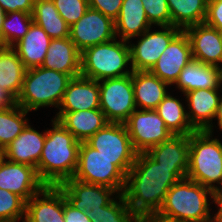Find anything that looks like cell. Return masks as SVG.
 <instances>
[{
	"instance_id": "cell-48",
	"label": "cell",
	"mask_w": 222,
	"mask_h": 222,
	"mask_svg": "<svg viewBox=\"0 0 222 222\" xmlns=\"http://www.w3.org/2000/svg\"><path fill=\"white\" fill-rule=\"evenodd\" d=\"M219 34H220V37H221V40H222V29L219 30Z\"/></svg>"
},
{
	"instance_id": "cell-20",
	"label": "cell",
	"mask_w": 222,
	"mask_h": 222,
	"mask_svg": "<svg viewBox=\"0 0 222 222\" xmlns=\"http://www.w3.org/2000/svg\"><path fill=\"white\" fill-rule=\"evenodd\" d=\"M60 111L100 109L98 81L79 75L69 82L58 107Z\"/></svg>"
},
{
	"instance_id": "cell-34",
	"label": "cell",
	"mask_w": 222,
	"mask_h": 222,
	"mask_svg": "<svg viewBox=\"0 0 222 222\" xmlns=\"http://www.w3.org/2000/svg\"><path fill=\"white\" fill-rule=\"evenodd\" d=\"M119 202L113 200L110 204L102 206L88 213L91 222H134L136 215L128 206L123 194H118Z\"/></svg>"
},
{
	"instance_id": "cell-13",
	"label": "cell",
	"mask_w": 222,
	"mask_h": 222,
	"mask_svg": "<svg viewBox=\"0 0 222 222\" xmlns=\"http://www.w3.org/2000/svg\"><path fill=\"white\" fill-rule=\"evenodd\" d=\"M191 60H193L191 45L187 34L181 30L169 43L150 72L168 85H172L176 83L179 74Z\"/></svg>"
},
{
	"instance_id": "cell-36",
	"label": "cell",
	"mask_w": 222,
	"mask_h": 222,
	"mask_svg": "<svg viewBox=\"0 0 222 222\" xmlns=\"http://www.w3.org/2000/svg\"><path fill=\"white\" fill-rule=\"evenodd\" d=\"M59 15L71 27L89 9L88 0H53Z\"/></svg>"
},
{
	"instance_id": "cell-29",
	"label": "cell",
	"mask_w": 222,
	"mask_h": 222,
	"mask_svg": "<svg viewBox=\"0 0 222 222\" xmlns=\"http://www.w3.org/2000/svg\"><path fill=\"white\" fill-rule=\"evenodd\" d=\"M32 18L51 39L69 37L70 26L59 15L53 0H34Z\"/></svg>"
},
{
	"instance_id": "cell-5",
	"label": "cell",
	"mask_w": 222,
	"mask_h": 222,
	"mask_svg": "<svg viewBox=\"0 0 222 222\" xmlns=\"http://www.w3.org/2000/svg\"><path fill=\"white\" fill-rule=\"evenodd\" d=\"M72 77L44 67L27 69L16 103L26 111L43 106L59 107Z\"/></svg>"
},
{
	"instance_id": "cell-4",
	"label": "cell",
	"mask_w": 222,
	"mask_h": 222,
	"mask_svg": "<svg viewBox=\"0 0 222 222\" xmlns=\"http://www.w3.org/2000/svg\"><path fill=\"white\" fill-rule=\"evenodd\" d=\"M212 133L195 131L189 135V159L186 178L200 183L215 193L222 185V143L210 139Z\"/></svg>"
},
{
	"instance_id": "cell-24",
	"label": "cell",
	"mask_w": 222,
	"mask_h": 222,
	"mask_svg": "<svg viewBox=\"0 0 222 222\" xmlns=\"http://www.w3.org/2000/svg\"><path fill=\"white\" fill-rule=\"evenodd\" d=\"M165 167H178L185 175L188 170L189 135H173L146 152Z\"/></svg>"
},
{
	"instance_id": "cell-42",
	"label": "cell",
	"mask_w": 222,
	"mask_h": 222,
	"mask_svg": "<svg viewBox=\"0 0 222 222\" xmlns=\"http://www.w3.org/2000/svg\"><path fill=\"white\" fill-rule=\"evenodd\" d=\"M16 104V100L0 87V109L8 108Z\"/></svg>"
},
{
	"instance_id": "cell-18",
	"label": "cell",
	"mask_w": 222,
	"mask_h": 222,
	"mask_svg": "<svg viewBox=\"0 0 222 222\" xmlns=\"http://www.w3.org/2000/svg\"><path fill=\"white\" fill-rule=\"evenodd\" d=\"M219 88L196 89L185 93L190 109L187 112L189 123L196 131H208L212 133V121L215 118L220 96Z\"/></svg>"
},
{
	"instance_id": "cell-30",
	"label": "cell",
	"mask_w": 222,
	"mask_h": 222,
	"mask_svg": "<svg viewBox=\"0 0 222 222\" xmlns=\"http://www.w3.org/2000/svg\"><path fill=\"white\" fill-rule=\"evenodd\" d=\"M167 4L171 25L181 30L205 22L208 0H167Z\"/></svg>"
},
{
	"instance_id": "cell-8",
	"label": "cell",
	"mask_w": 222,
	"mask_h": 222,
	"mask_svg": "<svg viewBox=\"0 0 222 222\" xmlns=\"http://www.w3.org/2000/svg\"><path fill=\"white\" fill-rule=\"evenodd\" d=\"M85 142L105 158L112 160L125 175L135 162L137 152L125 124L108 123Z\"/></svg>"
},
{
	"instance_id": "cell-6",
	"label": "cell",
	"mask_w": 222,
	"mask_h": 222,
	"mask_svg": "<svg viewBox=\"0 0 222 222\" xmlns=\"http://www.w3.org/2000/svg\"><path fill=\"white\" fill-rule=\"evenodd\" d=\"M127 41L112 39L105 43L86 48L81 52L80 75L100 81L132 74L133 70L123 68L131 61Z\"/></svg>"
},
{
	"instance_id": "cell-11",
	"label": "cell",
	"mask_w": 222,
	"mask_h": 222,
	"mask_svg": "<svg viewBox=\"0 0 222 222\" xmlns=\"http://www.w3.org/2000/svg\"><path fill=\"white\" fill-rule=\"evenodd\" d=\"M69 37L82 52L88 47L115 39V23L111 18L89 7L87 12L70 27Z\"/></svg>"
},
{
	"instance_id": "cell-47",
	"label": "cell",
	"mask_w": 222,
	"mask_h": 222,
	"mask_svg": "<svg viewBox=\"0 0 222 222\" xmlns=\"http://www.w3.org/2000/svg\"><path fill=\"white\" fill-rule=\"evenodd\" d=\"M3 159H4V150L0 149V164H1Z\"/></svg>"
},
{
	"instance_id": "cell-21",
	"label": "cell",
	"mask_w": 222,
	"mask_h": 222,
	"mask_svg": "<svg viewBox=\"0 0 222 222\" xmlns=\"http://www.w3.org/2000/svg\"><path fill=\"white\" fill-rule=\"evenodd\" d=\"M81 52L70 39H52L42 67L77 77L81 72Z\"/></svg>"
},
{
	"instance_id": "cell-25",
	"label": "cell",
	"mask_w": 222,
	"mask_h": 222,
	"mask_svg": "<svg viewBox=\"0 0 222 222\" xmlns=\"http://www.w3.org/2000/svg\"><path fill=\"white\" fill-rule=\"evenodd\" d=\"M51 40L49 35L33 22L29 31L13 47L25 68L31 69L42 66Z\"/></svg>"
},
{
	"instance_id": "cell-17",
	"label": "cell",
	"mask_w": 222,
	"mask_h": 222,
	"mask_svg": "<svg viewBox=\"0 0 222 222\" xmlns=\"http://www.w3.org/2000/svg\"><path fill=\"white\" fill-rule=\"evenodd\" d=\"M23 222H65L63 191L58 186H45L26 202Z\"/></svg>"
},
{
	"instance_id": "cell-16",
	"label": "cell",
	"mask_w": 222,
	"mask_h": 222,
	"mask_svg": "<svg viewBox=\"0 0 222 222\" xmlns=\"http://www.w3.org/2000/svg\"><path fill=\"white\" fill-rule=\"evenodd\" d=\"M184 31L191 45L193 59L220 67L218 63H222V40L219 30L204 22L189 26Z\"/></svg>"
},
{
	"instance_id": "cell-32",
	"label": "cell",
	"mask_w": 222,
	"mask_h": 222,
	"mask_svg": "<svg viewBox=\"0 0 222 222\" xmlns=\"http://www.w3.org/2000/svg\"><path fill=\"white\" fill-rule=\"evenodd\" d=\"M28 111L17 103L0 109V149L4 150L26 127ZM24 118V119H23Z\"/></svg>"
},
{
	"instance_id": "cell-14",
	"label": "cell",
	"mask_w": 222,
	"mask_h": 222,
	"mask_svg": "<svg viewBox=\"0 0 222 222\" xmlns=\"http://www.w3.org/2000/svg\"><path fill=\"white\" fill-rule=\"evenodd\" d=\"M46 185L40 180L36 168L2 160L0 164V189L22 197L26 202L40 193Z\"/></svg>"
},
{
	"instance_id": "cell-3",
	"label": "cell",
	"mask_w": 222,
	"mask_h": 222,
	"mask_svg": "<svg viewBox=\"0 0 222 222\" xmlns=\"http://www.w3.org/2000/svg\"><path fill=\"white\" fill-rule=\"evenodd\" d=\"M215 202V192L188 178L175 183L167 192L165 200L155 214L172 222H218L210 216L207 195Z\"/></svg>"
},
{
	"instance_id": "cell-19",
	"label": "cell",
	"mask_w": 222,
	"mask_h": 222,
	"mask_svg": "<svg viewBox=\"0 0 222 222\" xmlns=\"http://www.w3.org/2000/svg\"><path fill=\"white\" fill-rule=\"evenodd\" d=\"M45 139L46 131L43 134L39 133L27 124L22 132L4 149V158L37 169Z\"/></svg>"
},
{
	"instance_id": "cell-43",
	"label": "cell",
	"mask_w": 222,
	"mask_h": 222,
	"mask_svg": "<svg viewBox=\"0 0 222 222\" xmlns=\"http://www.w3.org/2000/svg\"><path fill=\"white\" fill-rule=\"evenodd\" d=\"M134 222H172L161 219L156 215H140L136 216Z\"/></svg>"
},
{
	"instance_id": "cell-2",
	"label": "cell",
	"mask_w": 222,
	"mask_h": 222,
	"mask_svg": "<svg viewBox=\"0 0 222 222\" xmlns=\"http://www.w3.org/2000/svg\"><path fill=\"white\" fill-rule=\"evenodd\" d=\"M46 131L37 174L46 186H58L73 178L78 165V141L58 120Z\"/></svg>"
},
{
	"instance_id": "cell-26",
	"label": "cell",
	"mask_w": 222,
	"mask_h": 222,
	"mask_svg": "<svg viewBox=\"0 0 222 222\" xmlns=\"http://www.w3.org/2000/svg\"><path fill=\"white\" fill-rule=\"evenodd\" d=\"M115 23V35H121L123 41L142 35L151 28L142 0H123L121 10Z\"/></svg>"
},
{
	"instance_id": "cell-23",
	"label": "cell",
	"mask_w": 222,
	"mask_h": 222,
	"mask_svg": "<svg viewBox=\"0 0 222 222\" xmlns=\"http://www.w3.org/2000/svg\"><path fill=\"white\" fill-rule=\"evenodd\" d=\"M222 68L191 60L181 71L176 85L184 94L196 89L220 88Z\"/></svg>"
},
{
	"instance_id": "cell-44",
	"label": "cell",
	"mask_w": 222,
	"mask_h": 222,
	"mask_svg": "<svg viewBox=\"0 0 222 222\" xmlns=\"http://www.w3.org/2000/svg\"><path fill=\"white\" fill-rule=\"evenodd\" d=\"M222 187V186H221ZM215 203L218 204L219 210L216 213V218L218 222L222 221V188L215 193Z\"/></svg>"
},
{
	"instance_id": "cell-9",
	"label": "cell",
	"mask_w": 222,
	"mask_h": 222,
	"mask_svg": "<svg viewBox=\"0 0 222 222\" xmlns=\"http://www.w3.org/2000/svg\"><path fill=\"white\" fill-rule=\"evenodd\" d=\"M100 82V110L109 123L124 124L136 110L132 74Z\"/></svg>"
},
{
	"instance_id": "cell-45",
	"label": "cell",
	"mask_w": 222,
	"mask_h": 222,
	"mask_svg": "<svg viewBox=\"0 0 222 222\" xmlns=\"http://www.w3.org/2000/svg\"><path fill=\"white\" fill-rule=\"evenodd\" d=\"M215 117L218 119L219 128L222 130V98L220 97Z\"/></svg>"
},
{
	"instance_id": "cell-31",
	"label": "cell",
	"mask_w": 222,
	"mask_h": 222,
	"mask_svg": "<svg viewBox=\"0 0 222 222\" xmlns=\"http://www.w3.org/2000/svg\"><path fill=\"white\" fill-rule=\"evenodd\" d=\"M173 135H190L196 130L188 121L187 112L179 100L167 94L155 109Z\"/></svg>"
},
{
	"instance_id": "cell-22",
	"label": "cell",
	"mask_w": 222,
	"mask_h": 222,
	"mask_svg": "<svg viewBox=\"0 0 222 222\" xmlns=\"http://www.w3.org/2000/svg\"><path fill=\"white\" fill-rule=\"evenodd\" d=\"M58 120L78 141L85 142L109 122L100 109L59 111Z\"/></svg>"
},
{
	"instance_id": "cell-1",
	"label": "cell",
	"mask_w": 222,
	"mask_h": 222,
	"mask_svg": "<svg viewBox=\"0 0 222 222\" xmlns=\"http://www.w3.org/2000/svg\"><path fill=\"white\" fill-rule=\"evenodd\" d=\"M186 175L178 167H165L146 152L137 153L126 175L123 195L136 216L155 215L169 189Z\"/></svg>"
},
{
	"instance_id": "cell-46",
	"label": "cell",
	"mask_w": 222,
	"mask_h": 222,
	"mask_svg": "<svg viewBox=\"0 0 222 222\" xmlns=\"http://www.w3.org/2000/svg\"><path fill=\"white\" fill-rule=\"evenodd\" d=\"M5 16H6V13L4 9L2 8V6L0 5V46H1V28H2V24H3Z\"/></svg>"
},
{
	"instance_id": "cell-28",
	"label": "cell",
	"mask_w": 222,
	"mask_h": 222,
	"mask_svg": "<svg viewBox=\"0 0 222 222\" xmlns=\"http://www.w3.org/2000/svg\"><path fill=\"white\" fill-rule=\"evenodd\" d=\"M26 70L14 47L0 46V87L15 100L22 91Z\"/></svg>"
},
{
	"instance_id": "cell-12",
	"label": "cell",
	"mask_w": 222,
	"mask_h": 222,
	"mask_svg": "<svg viewBox=\"0 0 222 222\" xmlns=\"http://www.w3.org/2000/svg\"><path fill=\"white\" fill-rule=\"evenodd\" d=\"M164 31L150 32L147 29L137 45L130 44L131 68L133 71H150L172 39L181 31L173 25L160 26Z\"/></svg>"
},
{
	"instance_id": "cell-39",
	"label": "cell",
	"mask_w": 222,
	"mask_h": 222,
	"mask_svg": "<svg viewBox=\"0 0 222 222\" xmlns=\"http://www.w3.org/2000/svg\"><path fill=\"white\" fill-rule=\"evenodd\" d=\"M205 23L218 30L222 29V0H208Z\"/></svg>"
},
{
	"instance_id": "cell-41",
	"label": "cell",
	"mask_w": 222,
	"mask_h": 222,
	"mask_svg": "<svg viewBox=\"0 0 222 222\" xmlns=\"http://www.w3.org/2000/svg\"><path fill=\"white\" fill-rule=\"evenodd\" d=\"M64 219L65 222H91L88 214L73 207L64 195Z\"/></svg>"
},
{
	"instance_id": "cell-38",
	"label": "cell",
	"mask_w": 222,
	"mask_h": 222,
	"mask_svg": "<svg viewBox=\"0 0 222 222\" xmlns=\"http://www.w3.org/2000/svg\"><path fill=\"white\" fill-rule=\"evenodd\" d=\"M123 0H88L89 7L115 21L120 13Z\"/></svg>"
},
{
	"instance_id": "cell-33",
	"label": "cell",
	"mask_w": 222,
	"mask_h": 222,
	"mask_svg": "<svg viewBox=\"0 0 222 222\" xmlns=\"http://www.w3.org/2000/svg\"><path fill=\"white\" fill-rule=\"evenodd\" d=\"M32 23V14L23 11L6 13L1 28V46L13 47L29 31Z\"/></svg>"
},
{
	"instance_id": "cell-7",
	"label": "cell",
	"mask_w": 222,
	"mask_h": 222,
	"mask_svg": "<svg viewBox=\"0 0 222 222\" xmlns=\"http://www.w3.org/2000/svg\"><path fill=\"white\" fill-rule=\"evenodd\" d=\"M73 178L110 187L119 194H123L126 184V175L113 164V161L105 158L86 142L80 143L78 165Z\"/></svg>"
},
{
	"instance_id": "cell-10",
	"label": "cell",
	"mask_w": 222,
	"mask_h": 222,
	"mask_svg": "<svg viewBox=\"0 0 222 222\" xmlns=\"http://www.w3.org/2000/svg\"><path fill=\"white\" fill-rule=\"evenodd\" d=\"M124 124L137 153L147 152L173 136L155 109L135 110Z\"/></svg>"
},
{
	"instance_id": "cell-27",
	"label": "cell",
	"mask_w": 222,
	"mask_h": 222,
	"mask_svg": "<svg viewBox=\"0 0 222 222\" xmlns=\"http://www.w3.org/2000/svg\"><path fill=\"white\" fill-rule=\"evenodd\" d=\"M132 84L135 105L142 109H156L168 94L166 91L168 84L150 71H133Z\"/></svg>"
},
{
	"instance_id": "cell-35",
	"label": "cell",
	"mask_w": 222,
	"mask_h": 222,
	"mask_svg": "<svg viewBox=\"0 0 222 222\" xmlns=\"http://www.w3.org/2000/svg\"><path fill=\"white\" fill-rule=\"evenodd\" d=\"M26 201L15 193L0 189V222H16L25 217Z\"/></svg>"
},
{
	"instance_id": "cell-15",
	"label": "cell",
	"mask_w": 222,
	"mask_h": 222,
	"mask_svg": "<svg viewBox=\"0 0 222 222\" xmlns=\"http://www.w3.org/2000/svg\"><path fill=\"white\" fill-rule=\"evenodd\" d=\"M63 191L66 200L76 209L88 214L102 206L110 204V198L117 191L107 186L86 183L74 178L67 179L58 185Z\"/></svg>"
},
{
	"instance_id": "cell-37",
	"label": "cell",
	"mask_w": 222,
	"mask_h": 222,
	"mask_svg": "<svg viewBox=\"0 0 222 222\" xmlns=\"http://www.w3.org/2000/svg\"><path fill=\"white\" fill-rule=\"evenodd\" d=\"M148 21L158 26H170L171 15L167 0H142Z\"/></svg>"
},
{
	"instance_id": "cell-40",
	"label": "cell",
	"mask_w": 222,
	"mask_h": 222,
	"mask_svg": "<svg viewBox=\"0 0 222 222\" xmlns=\"http://www.w3.org/2000/svg\"><path fill=\"white\" fill-rule=\"evenodd\" d=\"M0 5L5 13L23 11L32 14L34 0H0Z\"/></svg>"
}]
</instances>
